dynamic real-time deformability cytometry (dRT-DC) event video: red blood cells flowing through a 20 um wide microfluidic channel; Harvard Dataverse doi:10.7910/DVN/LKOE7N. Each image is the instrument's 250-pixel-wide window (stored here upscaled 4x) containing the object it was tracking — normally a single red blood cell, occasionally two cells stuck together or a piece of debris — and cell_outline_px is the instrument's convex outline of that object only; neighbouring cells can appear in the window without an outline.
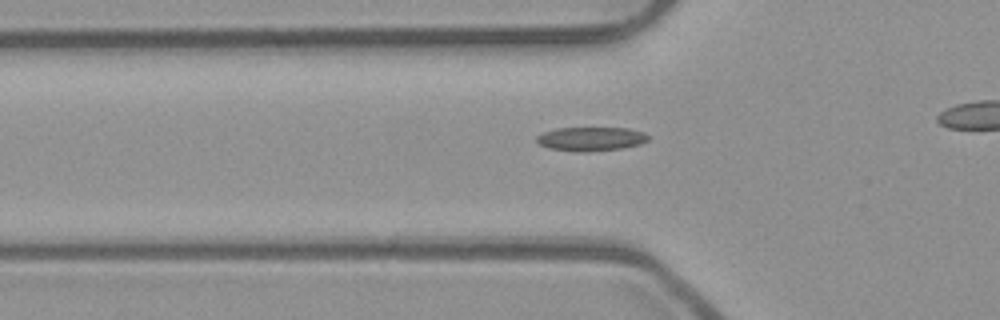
{"species": "common noctule bat (a hibernating species)", "species_latin": "Nyctalus noctula", "temperature_condition": "room temperature", "stored_images_in_passage": 33, "camera_frame_rate_fps": 3000, "um_per_image_px": 0.085, "animal": {"sex": "male", "body_mass_g": 23.1, "forearm_length_mm": 52.7}, "frame": {"image": 1, "passage_image": 9, "time_ms": 2.667, "image_size_px": [1000, 320], "cell_outline_px": [[648, 140], [640, 144], [620, 148], [572, 152], [548, 148], [540, 144], [536, 140], [536, 136], [544, 132], [556, 128], [628, 128], [644, 132], [648, 136]], "centroid_in_image_um": [50.2, 11.8], "position_along_channel_um": 75.6, "area_um2": 15.37}}
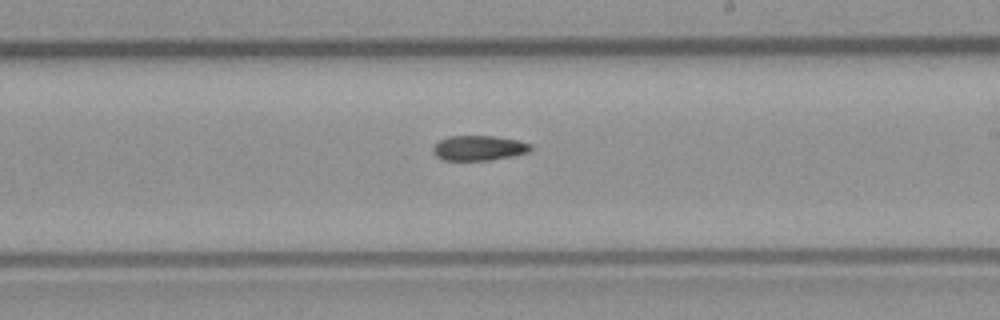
{"frame": {"image": 2, "passage_image": 22, "time_ms": 7.0, "image_size_px": [1000, 320], "cell_outline_px": [[532, 148], [528, 152], [512, 156], [492, 160], [444, 160], [436, 156], [432, 152], [432, 148], [440, 140], [448, 136], [496, 136], [516, 140], [532, 144]], "centroid_in_image_um": [40.7, 12.58], "position_along_channel_um": 248.3, "area_um2": 14.22}}
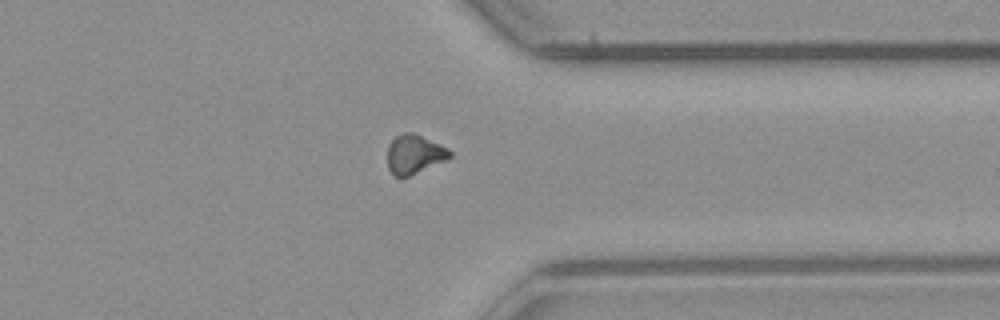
{"frame": {"image": 3, "passage_image": 32, "time_ms": 10.333, "image_size_px": [1000, 320], "cell_outline_px": [[452, 156], [444, 160], [400, 180], [392, 176], [388, 168], [388, 144], [396, 136], [404, 132], [412, 132], [448, 148], [452, 152]], "centroid_in_image_um": [35.17, 13.14], "position_along_channel_um": 376.2, "area_um2": 14.22}}